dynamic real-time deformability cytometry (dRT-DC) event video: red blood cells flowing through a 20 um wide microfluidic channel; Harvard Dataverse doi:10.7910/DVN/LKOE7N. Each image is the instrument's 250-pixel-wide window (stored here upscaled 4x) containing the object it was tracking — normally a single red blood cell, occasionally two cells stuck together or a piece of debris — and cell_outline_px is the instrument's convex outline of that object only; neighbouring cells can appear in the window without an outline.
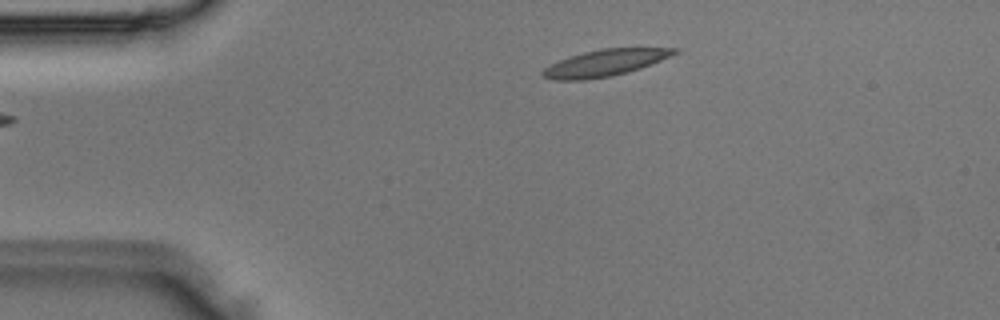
{"species": "Egyptian fruit bat (a non-hibernating species)", "species_latin": "Rousettus aegyptiacus", "temperature_condition": "room temperature", "stored_images_in_passage": 2, "camera_frame_rate_fps": 3000, "um_per_image_px": 0.085, "animal": {"sex": "male"}, "frame": {"image": 1, "passage_image": 2, "time_ms": 0.333, "image_size_px": [1000, 320], "cell_outline_px": [[680, 52], [640, 68], [612, 76], [588, 80], [556, 80], [540, 76], [540, 72], [544, 68], [568, 56], [600, 48], [680, 48]], "centroid_in_image_um": [51.39, 5.35], "position_along_channel_um": 33.6, "area_um2": 20.4}}